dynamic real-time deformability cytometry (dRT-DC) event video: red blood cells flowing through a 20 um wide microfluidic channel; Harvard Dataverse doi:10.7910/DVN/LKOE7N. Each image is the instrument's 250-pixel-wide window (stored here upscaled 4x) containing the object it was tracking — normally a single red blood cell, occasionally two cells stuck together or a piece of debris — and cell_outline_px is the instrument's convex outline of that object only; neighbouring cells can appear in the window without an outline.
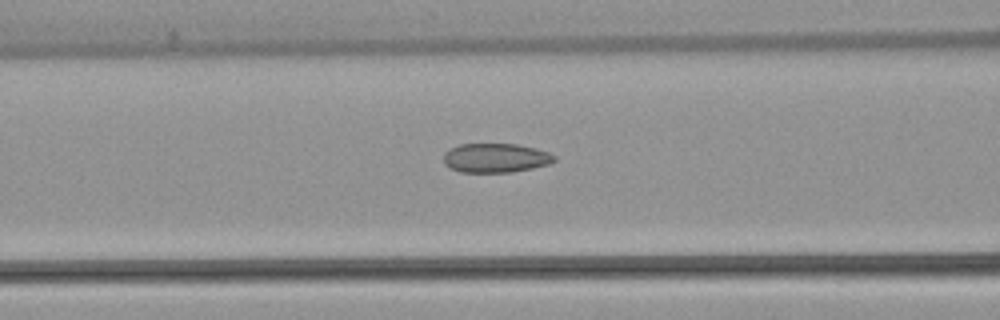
{"species": "common noctule bat (a hibernating species)", "species_latin": "Nyctalus noctula", "temperature_condition": "warm", "stored_images_in_passage": 26, "camera_frame_rate_fps": 3000, "um_per_image_px": 0.085, "animal": {"sex": "female", "body_mass_g": 22.7, "forearm_length_mm": 54.2}, "frame": {"image": 1, "passage_image": 5, "time_ms": 1.333, "image_size_px": [1000, 320], "cell_outline_px": [[556, 160], [548, 164], [532, 168], [512, 172], [460, 172], [444, 164], [444, 152], [460, 144], [516, 144], [536, 148], [548, 152], [556, 156]], "centroid_in_image_um": [42.14, 13.42], "position_along_channel_um": 124.5, "area_um2": 18.79}}
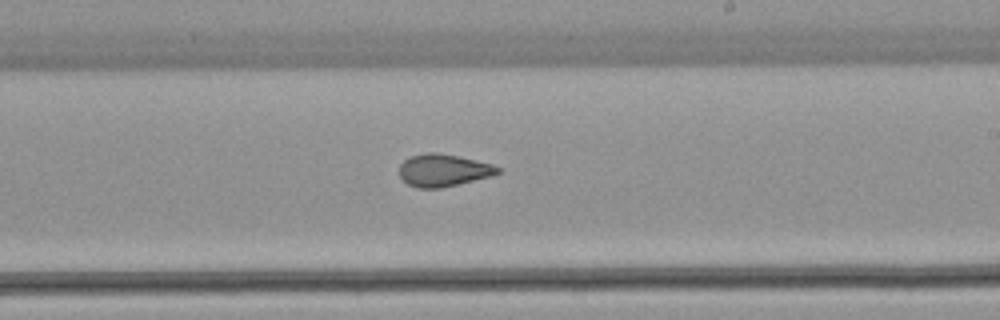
{"frame": {"image": 2, "passage_image": 15, "time_ms": 4.667, "image_size_px": [1000, 320], "cell_outline_px": [[500, 172], [492, 176], [440, 188], [416, 188], [408, 184], [400, 176], [400, 164], [404, 160], [412, 156], [428, 152], [436, 152], [460, 156], [492, 164], [500, 168]], "centroid_in_image_um": [37.69, 14.47], "position_along_channel_um": 251.3, "area_um2": 18.5}}
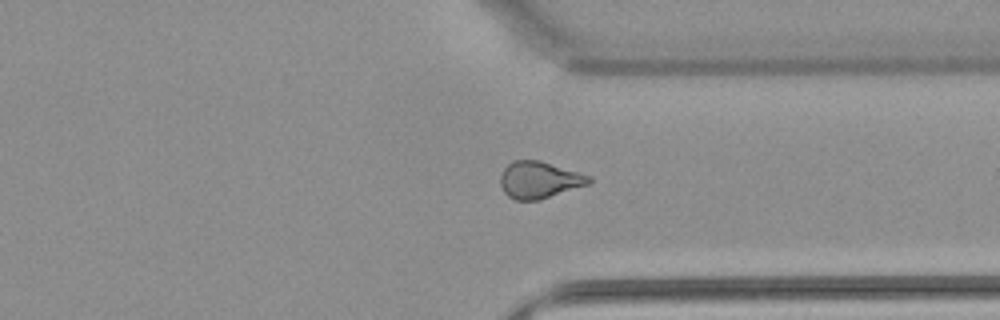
{"frame": {"image": 3, "passage_image": 24, "time_ms": 7.667, "image_size_px": [1000, 320], "cell_outline_px": [[592, 180], [588, 184], [540, 200], [516, 200], [508, 196], [504, 192], [500, 184], [500, 176], [504, 168], [512, 160], [540, 160], [592, 176]], "centroid_in_image_um": [45.83, 15.28], "position_along_channel_um": 365.6, "area_um2": 19.07}}